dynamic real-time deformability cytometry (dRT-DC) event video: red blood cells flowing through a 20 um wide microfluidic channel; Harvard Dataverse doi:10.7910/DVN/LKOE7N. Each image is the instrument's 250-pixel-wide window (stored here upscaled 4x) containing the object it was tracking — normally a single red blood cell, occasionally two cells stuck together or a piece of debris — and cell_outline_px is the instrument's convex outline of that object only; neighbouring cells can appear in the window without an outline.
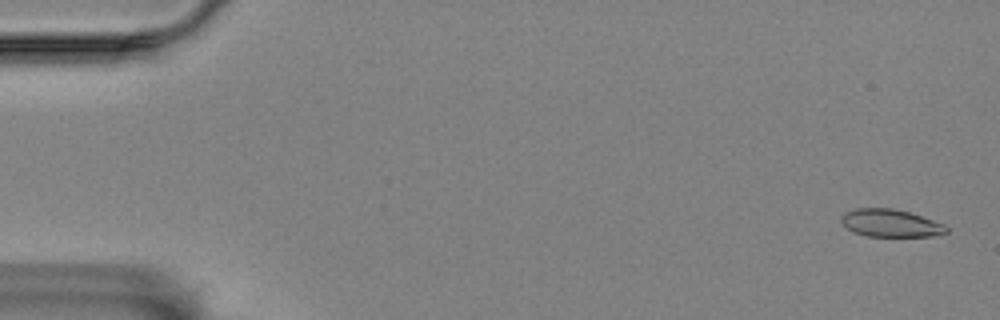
{"species": "Egyptian fruit bat (a non-hibernating species)", "species_latin": "Rousettus aegyptiacus", "temperature_condition": "room temperature", "stored_images_in_passage": 11, "camera_frame_rate_fps": 3000, "um_per_image_px": 0.085, "animal": {"sex": "female"}, "frame": {"image": 1, "passage_image": 2, "time_ms": 0.333, "image_size_px": [1000, 320], "cell_outline_px": [[948, 232], [932, 236], [868, 236], [856, 232], [848, 228], [840, 220], [840, 216], [844, 212], [856, 208], [892, 208], [908, 212], [944, 224], [948, 228]], "centroid_in_image_um": [75.68, 18.96], "position_along_channel_um": 9.3, "area_um2": 16.7}}